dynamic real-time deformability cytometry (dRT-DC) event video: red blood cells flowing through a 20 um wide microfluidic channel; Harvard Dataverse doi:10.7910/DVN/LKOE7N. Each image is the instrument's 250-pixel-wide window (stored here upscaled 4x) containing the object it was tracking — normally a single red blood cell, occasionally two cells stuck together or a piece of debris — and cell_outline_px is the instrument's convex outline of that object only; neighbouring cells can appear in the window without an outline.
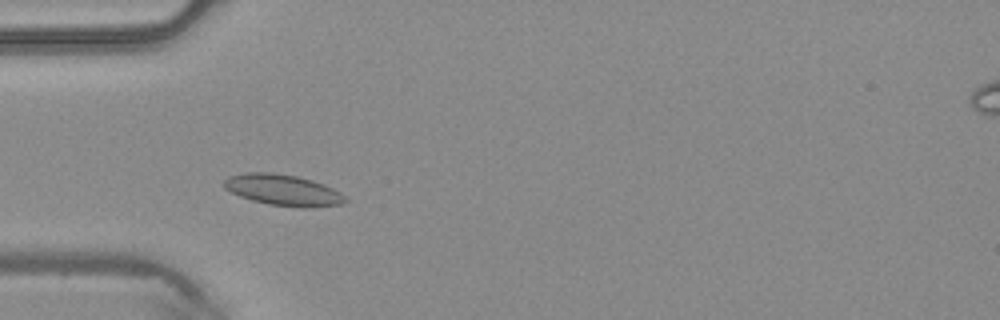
{"species": "common noctule bat (a hibernating species)", "species_latin": "Nyctalus noctula", "temperature_condition": "warm", "stored_images_in_passage": 31, "camera_frame_rate_fps": 3000, "um_per_image_px": 0.085, "animal": {"sex": "male", "body_mass_g": 20.4}, "frame": {"image": 1, "passage_image": 6, "time_ms": 1.667, "image_size_px": [1000, 320], "cell_outline_px": [[348, 200], [344, 204], [308, 208], [304, 208], [268, 204], [252, 200], [240, 196], [224, 188], [224, 180], [228, 176], [244, 172], [272, 172], [296, 176], [312, 180], [324, 184], [340, 192]], "centroid_in_image_um": [24.07, 16.15], "position_along_channel_um": 60.9, "area_um2": 22.08}}
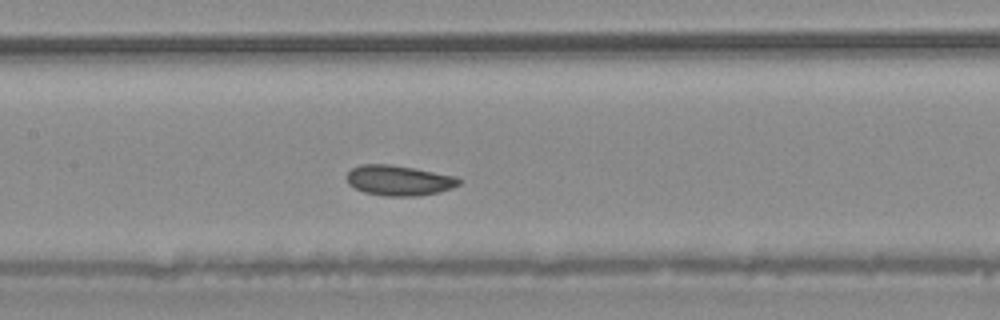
{"frame": {"image": 2, "passage_image": 14, "time_ms": 4.333, "image_size_px": [1000, 320], "cell_outline_px": [[464, 180], [460, 184], [452, 188], [436, 192], [416, 196], [384, 196], [364, 192], [348, 184], [348, 172], [352, 168], [360, 164], [388, 164], [412, 168], [456, 176]], "centroid_in_image_um": [33.92, 15.33], "position_along_channel_um": 173.5, "area_um2": 19.65}}
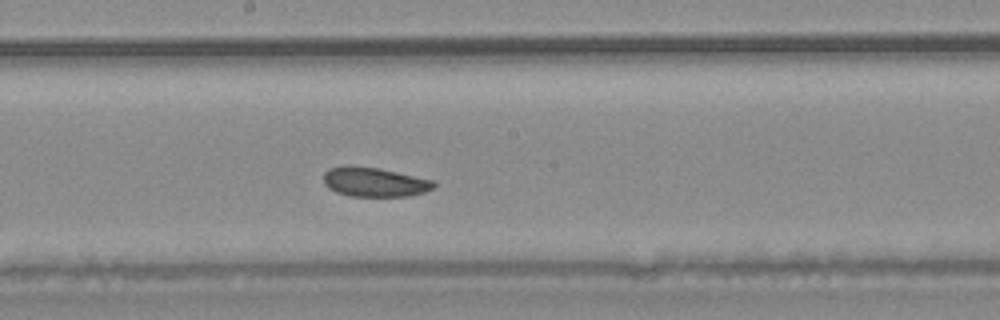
{"frame": {"image": 3, "passage_image": 17, "time_ms": 5.333, "image_size_px": [1000, 320], "cell_outline_px": [[436, 188], [424, 192], [408, 196], [348, 196], [336, 192], [328, 188], [324, 184], [324, 172], [328, 168], [376, 168], [436, 180]], "centroid_in_image_um": [31.9, 15.51], "position_along_channel_um": 216.3, "area_um2": 18.44}}